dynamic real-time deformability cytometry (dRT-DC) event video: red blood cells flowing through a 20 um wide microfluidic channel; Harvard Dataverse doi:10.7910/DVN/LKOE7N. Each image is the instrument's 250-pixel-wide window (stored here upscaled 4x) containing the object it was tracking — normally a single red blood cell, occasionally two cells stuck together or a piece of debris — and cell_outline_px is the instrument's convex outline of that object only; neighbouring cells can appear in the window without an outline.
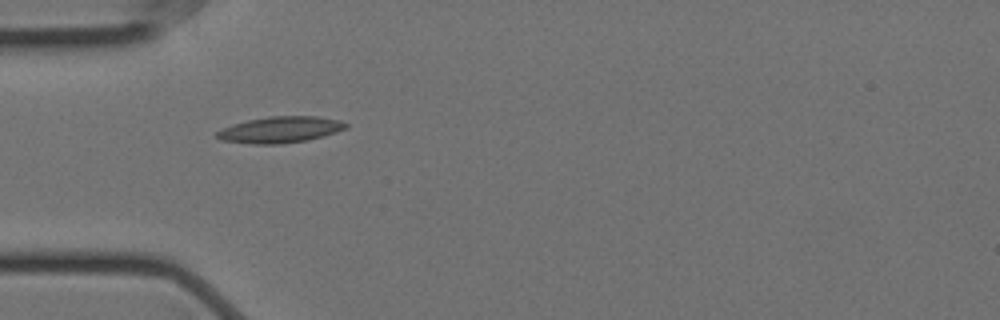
{"species": "Egyptian fruit bat (a non-hibernating species)", "species_latin": "Rousettus aegyptiacus", "temperature_condition": "cold", "stored_images_in_passage": 6, "camera_frame_rate_fps": 3000, "um_per_image_px": 0.085, "animal": {"sex": "female"}, "frame": {"image": 1, "passage_image": 5, "time_ms": 1.333, "image_size_px": [1000, 320], "cell_outline_px": [[348, 128], [324, 136], [308, 140], [280, 144], [252, 144], [220, 140], [216, 136], [216, 132], [224, 128], [248, 120], [268, 116], [316, 116], [340, 120], [348, 124]], "centroid_in_image_um": [23.86, 11.03], "position_along_channel_um": 61.1, "area_um2": 19.71}}
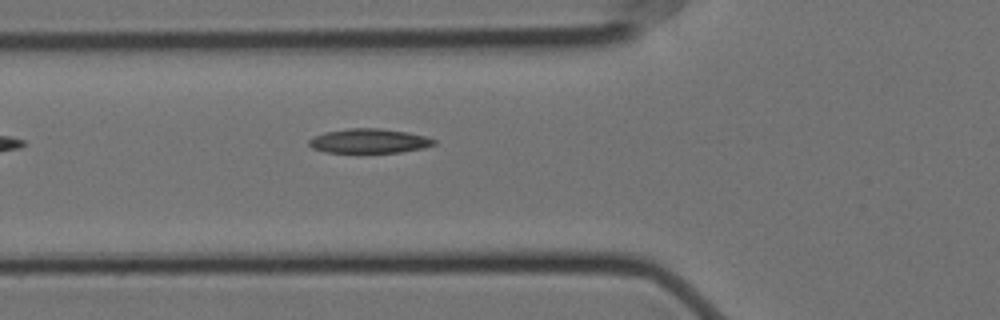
{"frame": {"image": 2, "passage_image": 6, "time_ms": 1.667, "image_size_px": [1000, 320], "cell_outline_px": [[436, 144], [424, 148], [400, 152], [360, 156], [324, 152], [312, 148], [308, 144], [308, 140], [312, 136], [324, 132], [348, 128], [380, 128], [408, 132], [424, 136], [436, 140]], "centroid_in_image_um": [31.31, 12.03], "position_along_channel_um": 94.5, "area_um2": 18.96}}